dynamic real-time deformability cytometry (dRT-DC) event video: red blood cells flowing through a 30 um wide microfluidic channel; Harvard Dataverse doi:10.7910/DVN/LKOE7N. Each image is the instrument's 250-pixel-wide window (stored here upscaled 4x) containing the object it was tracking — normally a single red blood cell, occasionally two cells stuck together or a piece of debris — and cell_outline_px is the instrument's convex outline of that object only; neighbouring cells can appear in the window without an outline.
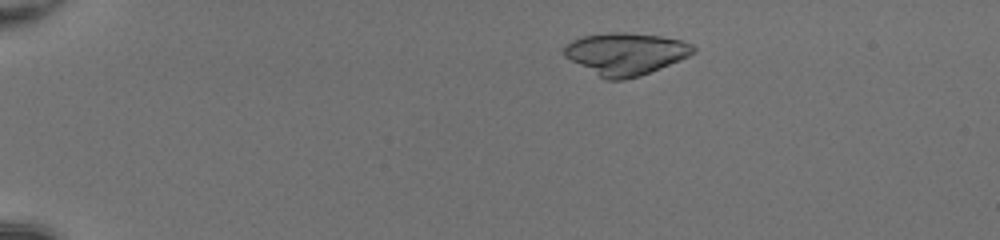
{"species": "common noctule bat (a hibernating species)", "species_latin": "Nyctalus noctula", "temperature_condition": "room temperature", "stored_images_in_passage": 48, "camera_frame_rate_fps": 3000, "um_per_image_px": 0.085, "animal": {"sex": "female", "body_mass_g": 20.0, "forearm_length_mm": 54.0}, "frame": {"image": 1, "passage_image": 8, "time_ms": 2.333, "image_size_px": [1000, 240], "cell_outline_px": [[696, 52], [680, 60], [640, 76], [624, 80], [604, 80], [564, 56], [564, 48], [572, 40], [580, 36], [608, 32], [624, 32], [660, 36], [680, 40], [692, 44], [696, 48]], "centroid_in_image_um": [53.17, 4.57], "position_along_channel_um": 31.8, "area_um2": 31.73}}